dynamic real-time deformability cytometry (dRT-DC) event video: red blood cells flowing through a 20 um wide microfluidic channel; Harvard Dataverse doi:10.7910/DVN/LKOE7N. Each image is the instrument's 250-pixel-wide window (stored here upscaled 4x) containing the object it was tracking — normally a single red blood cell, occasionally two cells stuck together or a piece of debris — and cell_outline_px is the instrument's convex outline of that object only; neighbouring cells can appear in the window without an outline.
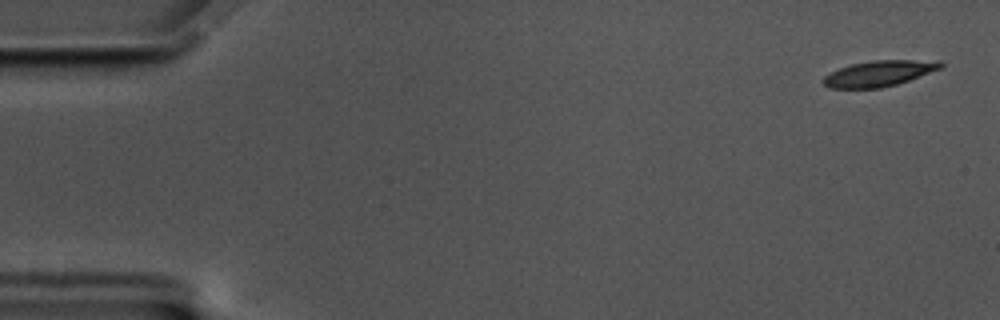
{"species": "common noctule bat (a hibernating species)", "species_latin": "Nyctalus noctula", "temperature_condition": "cold", "stored_images_in_passage": 60, "camera_frame_rate_fps": 3000, "um_per_image_px": 0.085, "animal": {"sex": "male", "body_mass_g": 17.5, "forearm_length_mm": 52.3}, "frame": {"image": 1, "passage_image": 2, "time_ms": 0.333, "image_size_px": [1000, 320], "cell_outline_px": [[944, 64], [940, 68], [908, 80], [896, 84], [880, 88], [828, 88], [820, 80], [824, 76], [840, 68], [852, 64], [872, 60], [940, 60]], "centroid_in_image_um": [74.7, 6.24], "position_along_channel_um": 10.3, "area_um2": 17.46}}
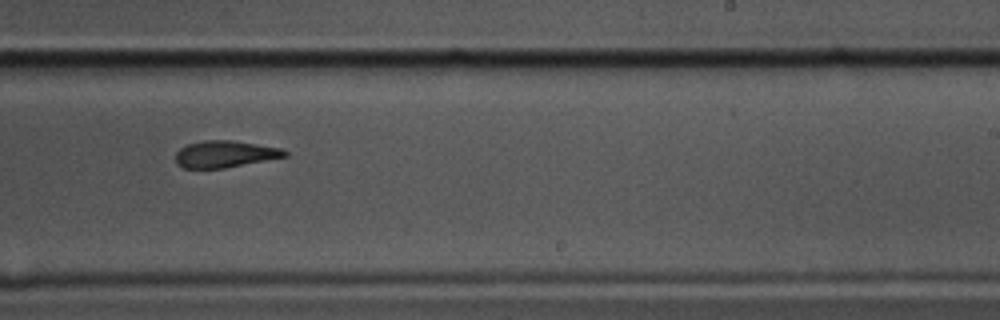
{"frame": {"image": 2, "passage_image": 37, "time_ms": 12.0, "image_size_px": [1000, 320], "cell_outline_px": [[288, 156], [224, 168], [184, 168], [176, 164], [176, 152], [180, 148], [188, 144], [204, 140], [232, 140], [284, 148], [288, 152]], "centroid_in_image_um": [19.14, 13.09], "position_along_channel_um": 269.9, "area_um2": 17.11}}
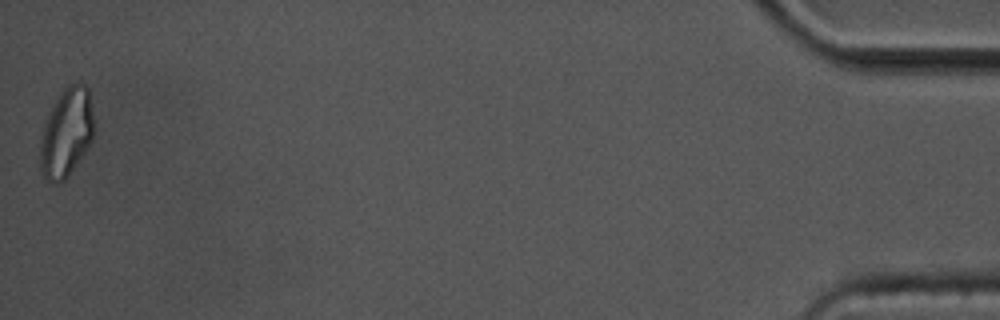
{"frame": {"image": 3, "passage_image": 60, "time_ms": 19.667, "image_size_px": [1000, 320], "cell_outline_px": [[92, 140], [68, 176], [64, 180], [56, 184], [52, 184], [44, 176], [40, 168], [40, 140], [44, 120], [52, 104], [60, 92], [68, 84], [80, 80], [88, 88], [92, 112]], "centroid_in_image_um": [5.61, 11.24], "position_along_channel_um": 429.6, "area_um2": 27.92}, "authors_computed_cell_mechanics": {"area_um2": 18.3515, "velocity_mm_per_s": 3.3233, "shape_relaxation_time_tau1_ms": 7.2631, "shape_relaxation_time_tau2_ms": 10.2428, "deformation_change_tau1": 0.1935, "deformation_change_tau2": 0.1853}}